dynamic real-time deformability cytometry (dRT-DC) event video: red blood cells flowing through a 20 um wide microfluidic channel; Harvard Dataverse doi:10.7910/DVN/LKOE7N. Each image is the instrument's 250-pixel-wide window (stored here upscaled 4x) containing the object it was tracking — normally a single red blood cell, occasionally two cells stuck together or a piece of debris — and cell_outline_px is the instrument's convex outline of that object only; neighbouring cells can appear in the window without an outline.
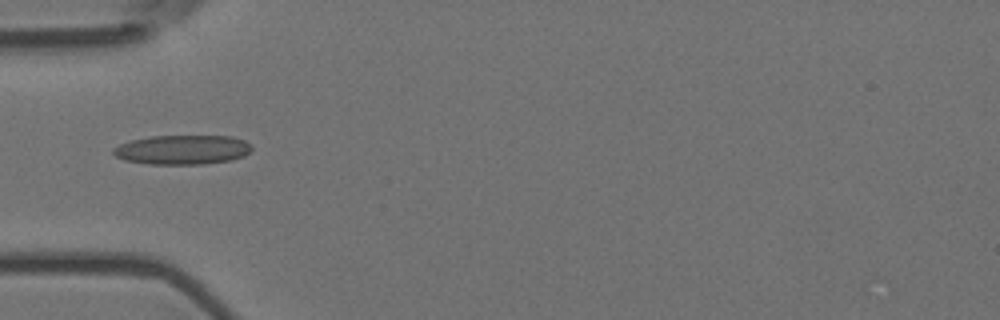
{"species": "Egyptian fruit bat (a non-hibernating species)", "species_latin": "Rousettus aegyptiacus", "temperature_condition": "room temperature", "stored_images_in_passage": 3, "camera_frame_rate_fps": 3000, "um_per_image_px": 0.085, "animal": {"sex": "female"}, "frame": {"image": 1, "passage_image": 1, "time_ms": 0.0, "image_size_px": [1000, 320], "cell_outline_px": [[252, 148], [244, 156], [232, 160], [204, 164], [148, 164], [124, 160], [116, 156], [112, 152], [112, 148], [120, 144], [132, 140], [152, 136], [232, 136], [244, 140], [252, 144]], "centroid_in_image_um": [15.52, 12.73], "position_along_channel_um": 69.5, "area_um2": 23.81}}
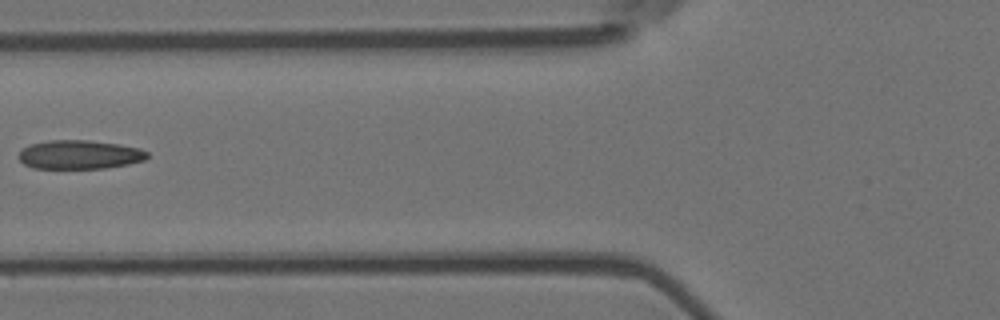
{"frame": {"image": 2, "passage_image": 2, "time_ms": 0.333, "image_size_px": [1000, 320], "cell_outline_px": [[148, 156], [144, 160], [128, 164], [104, 168], [32, 168], [24, 164], [20, 160], [20, 152], [24, 148], [32, 144], [48, 140], [88, 140], [120, 144], [140, 148], [148, 152]], "centroid_in_image_um": [6.79, 13.14], "position_along_channel_um": 119.0, "area_um2": 21.5}}
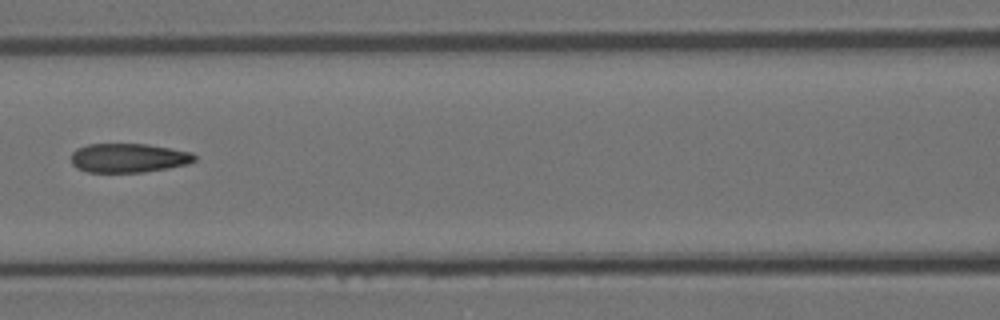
{"frame": {"image": 3, "passage_image": 3, "time_ms": 0.667, "image_size_px": [1000, 320], "cell_outline_px": [[196, 160], [188, 164], [168, 168], [144, 172], [88, 172], [76, 168], [72, 164], [72, 152], [76, 148], [88, 144], [144, 144], [192, 152], [196, 156]], "centroid_in_image_um": [10.91, 13.43], "position_along_channel_um": 155.7, "area_um2": 20.92}}